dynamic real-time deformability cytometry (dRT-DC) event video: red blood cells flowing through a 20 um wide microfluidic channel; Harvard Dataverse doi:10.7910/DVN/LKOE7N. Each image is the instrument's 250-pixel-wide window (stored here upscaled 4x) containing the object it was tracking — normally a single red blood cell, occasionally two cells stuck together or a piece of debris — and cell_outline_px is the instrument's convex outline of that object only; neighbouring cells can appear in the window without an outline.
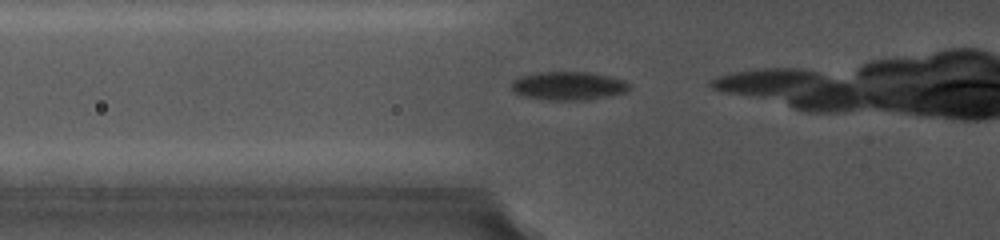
{"species": "common noctule bat (a hibernating species)", "species_latin": "Nyctalus noctula", "temperature_condition": "cold", "stored_images_in_passage": 6, "camera_frame_rate_fps": 5000, "um_per_image_px": 0.085, "animal": {"sex": "female", "body_mass_g": 19.0, "forearm_length_mm": 56.7}, "frame": {"image": 1, "passage_image": 2, "time_ms": 0.4, "image_size_px": [1000, 240], "cell_outline_px": [[632, 88], [628, 92], [612, 96], [584, 100], [548, 100], [520, 96], [512, 88], [512, 80], [520, 76], [536, 72], [588, 72], [608, 76], [624, 80], [632, 84]], "centroid_in_image_um": [48.36, 7.3], "position_along_channel_um": 77.4, "area_um2": 19.88}}